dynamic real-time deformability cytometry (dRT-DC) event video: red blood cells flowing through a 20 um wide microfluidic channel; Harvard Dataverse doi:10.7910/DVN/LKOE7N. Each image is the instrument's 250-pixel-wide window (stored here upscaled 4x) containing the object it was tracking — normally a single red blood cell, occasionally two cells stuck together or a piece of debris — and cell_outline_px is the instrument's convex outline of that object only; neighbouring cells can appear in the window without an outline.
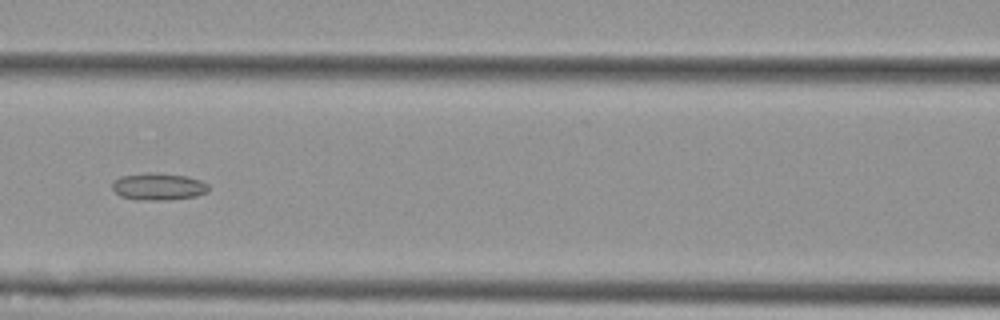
{"species": "Egyptian fruit bat (a non-hibernating species)", "species_latin": "Rousettus aegyptiacus", "temperature_condition": "cold", "stored_images_in_passage": 15, "camera_frame_rate_fps": 3000, "um_per_image_px": 0.085, "animal": {"sex": "female"}, "frame": {"image": 1, "passage_image": 7, "time_ms": 2.0, "image_size_px": [1000, 320], "cell_outline_px": [[208, 192], [196, 196], [168, 200], [136, 200], [120, 196], [112, 188], [112, 184], [120, 176], [148, 172], [152, 172], [188, 176], [200, 180], [208, 184]], "centroid_in_image_um": [13.47, 15.86], "position_along_channel_um": 153.1, "area_um2": 15.32}}
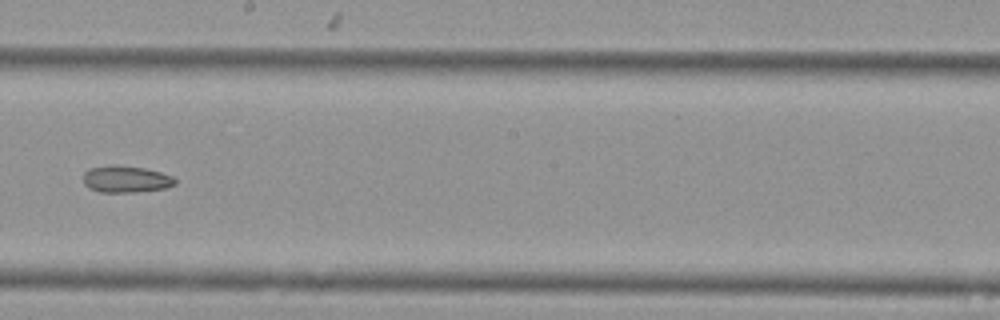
{"frame": {"image": 2, "passage_image": 9, "time_ms": 2.667, "image_size_px": [1000, 320], "cell_outline_px": [[176, 184], [164, 188], [136, 192], [100, 192], [88, 188], [84, 184], [84, 172], [88, 168], [108, 164], [116, 164], [144, 168], [160, 172], [172, 176], [176, 180]], "centroid_in_image_um": [10.66, 15.21], "position_along_channel_um": 237.5, "area_um2": 14.51}}
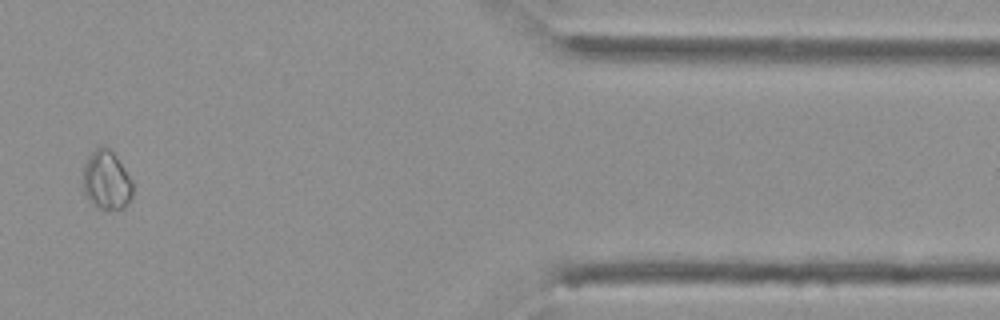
{"frame": {"image": 3, "passage_image": 13, "time_ms": 4.0, "image_size_px": [1000, 320], "cell_outline_px": [[132, 196], [124, 208], [96, 208], [88, 200], [84, 192], [84, 164], [88, 156], [100, 144], [108, 148], [116, 156], [132, 180]], "centroid_in_image_um": [9.04, 15.31], "position_along_channel_um": 402.4, "area_um2": 16.94}}